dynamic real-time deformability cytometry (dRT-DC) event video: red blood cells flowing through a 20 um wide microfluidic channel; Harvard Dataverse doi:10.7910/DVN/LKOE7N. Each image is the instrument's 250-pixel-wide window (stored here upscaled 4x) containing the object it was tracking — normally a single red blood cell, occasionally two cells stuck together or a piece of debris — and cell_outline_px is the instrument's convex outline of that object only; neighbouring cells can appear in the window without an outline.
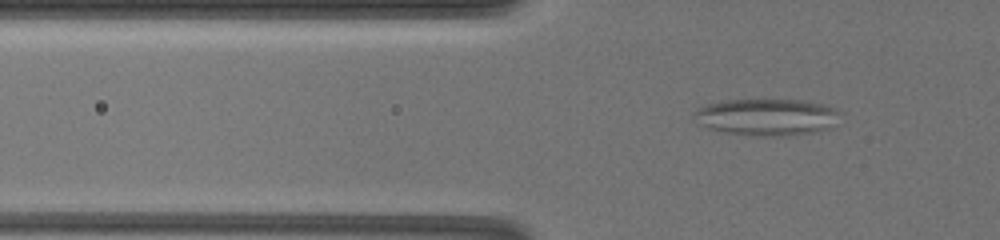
{"species": "common noctule bat (a hibernating species)", "species_latin": "Nyctalus noctula", "temperature_condition": "warm", "stored_images_in_passage": 28, "camera_frame_rate_fps": 3000, "um_per_image_px": 0.085, "animal": {"sex": "female", "body_mass_g": 19.5, "forearm_length_mm": 54.1}, "frame": {"image": 1, "passage_image": 18, "time_ms": 8.0, "image_size_px": [1000, 240], "cell_outline_px": [[840, 112], [832, 128], [816, 132], [788, 136], [756, 136], [724, 132], [708, 128], [700, 124], [692, 116], [692, 112], [696, 108], [708, 104], [724, 100], [800, 100], [820, 104], [836, 108]], "centroid_in_image_um": [65.16, 9.96], "position_along_channel_um": 60.6, "area_um2": 31.5}}
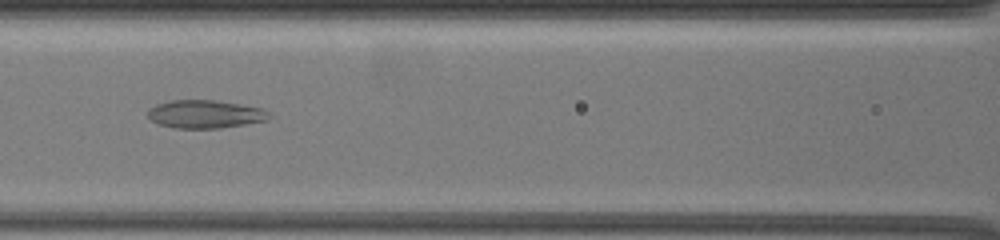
{"frame": {"image": 2, "passage_image": 23, "time_ms": 11.0, "image_size_px": [1000, 240], "cell_outline_px": [[268, 120], [220, 128], [172, 128], [156, 124], [148, 116], [148, 108], [156, 104], [172, 100], [212, 100], [240, 104], [260, 108], [268, 112]], "centroid_in_image_um": [17.37, 9.7], "position_along_channel_um": 149.2, "area_um2": 19.77}}
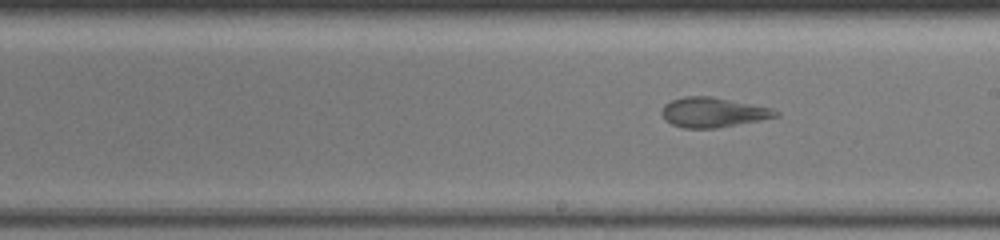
{"frame": {"image": 3, "passage_image": 27, "time_ms": 13.333, "image_size_px": [1000, 240], "cell_outline_px": [[780, 116], [760, 120], [716, 128], [684, 128], [672, 124], [664, 120], [660, 112], [664, 104], [672, 100], [684, 96], [712, 96], [772, 108], [780, 112]], "centroid_in_image_um": [60.59, 9.54], "position_along_channel_um": 228.4, "area_um2": 19.88}}